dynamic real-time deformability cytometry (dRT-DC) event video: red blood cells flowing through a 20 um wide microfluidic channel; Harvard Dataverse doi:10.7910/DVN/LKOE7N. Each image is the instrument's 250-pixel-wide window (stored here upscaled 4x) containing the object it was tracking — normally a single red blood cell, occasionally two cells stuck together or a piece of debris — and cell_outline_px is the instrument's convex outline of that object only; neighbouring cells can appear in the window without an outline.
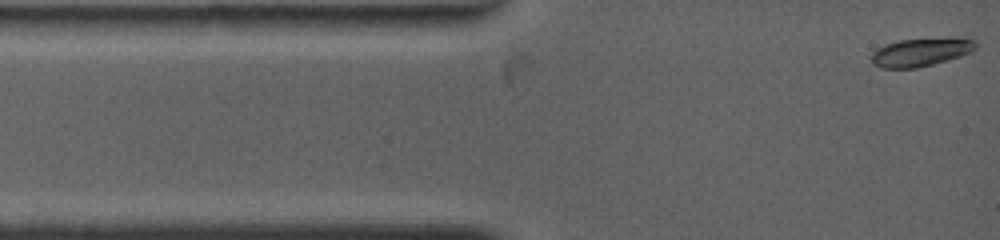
{"species": "common noctule bat (a hibernating species)", "species_latin": "Nyctalus noctula", "temperature_condition": "warm", "stored_images_in_passage": 8, "camera_frame_rate_fps": 4500, "um_per_image_px": 0.085, "animal": {"sex": "female", "body_mass_g": 19.0, "forearm_length_mm": 53.3}, "frame": {"image": 1, "passage_image": 1, "time_ms": 0.0, "image_size_px": [1000, 240], "cell_outline_px": [[976, 48], [972, 52], [948, 60], [916, 68], [880, 68], [872, 64], [872, 52], [876, 48], [884, 44], [900, 40], [964, 36], [976, 40]], "centroid_in_image_um": [78.31, 4.41], "position_along_channel_um": 6.7, "area_um2": 17.63}}
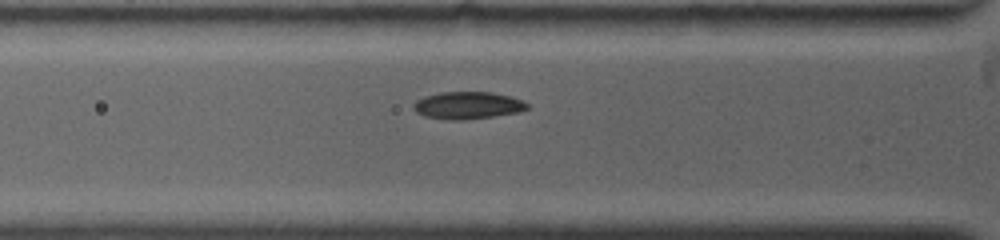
{"frame": {"image": 2, "passage_image": 6, "time_ms": 3.333, "image_size_px": [1000, 240], "cell_outline_px": [[528, 108], [520, 112], [464, 120], [448, 120], [424, 116], [416, 112], [412, 108], [412, 104], [416, 100], [424, 96], [440, 92], [492, 92], [508, 96], [520, 100], [528, 104]], "centroid_in_image_um": [39.7, 8.96], "position_along_channel_um": 86.1, "area_um2": 18.09}}
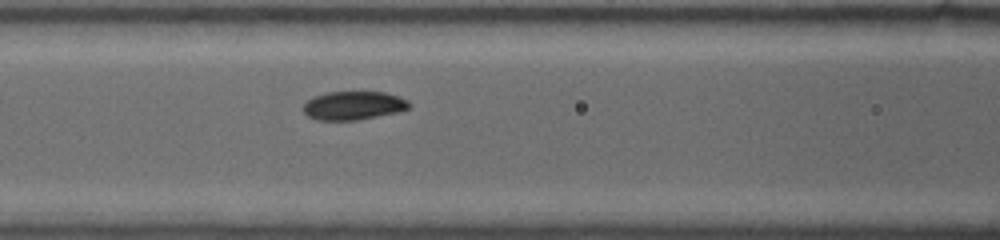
{"frame": {"image": 3, "passage_image": 8, "time_ms": 4.667, "image_size_px": [1000, 240], "cell_outline_px": [[412, 108], [400, 112], [356, 120], [316, 120], [308, 116], [304, 112], [304, 104], [308, 100], [316, 96], [328, 92], [384, 92], [408, 100], [412, 104]], "centroid_in_image_um": [30.1, 8.98], "position_along_channel_um": 136.5, "area_um2": 17.63}}